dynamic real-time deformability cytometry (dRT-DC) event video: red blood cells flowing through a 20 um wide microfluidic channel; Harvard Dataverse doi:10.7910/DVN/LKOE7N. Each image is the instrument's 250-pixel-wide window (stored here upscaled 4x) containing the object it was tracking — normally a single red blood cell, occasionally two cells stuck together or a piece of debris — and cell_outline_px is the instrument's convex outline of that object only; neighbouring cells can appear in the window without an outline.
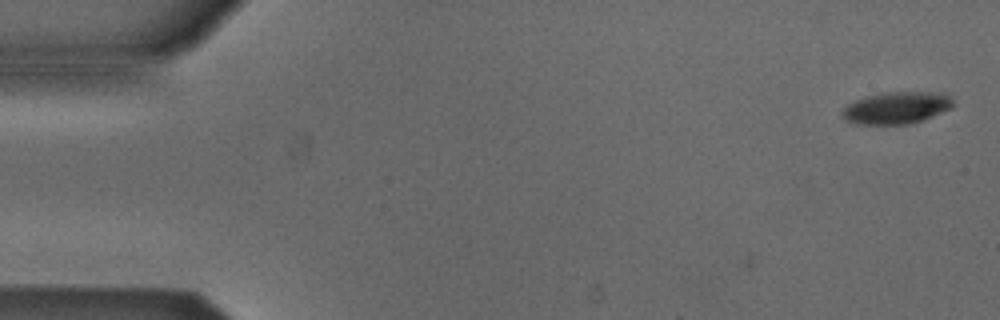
{"species": "Egyptian fruit bat (a non-hibernating species)", "species_latin": "Rousettus aegyptiacus", "temperature_condition": "cold", "stored_images_in_passage": 2, "camera_frame_rate_fps": 3000, "um_per_image_px": 0.085, "animal": {"sex": "male"}, "frame": {"image": 1, "passage_image": 2, "time_ms": 0.333, "image_size_px": [1000, 320], "cell_outline_px": [[956, 104], [952, 108], [924, 120], [908, 124], [856, 124], [844, 120], [840, 116], [840, 112], [848, 104], [856, 100], [868, 96], [884, 92], [944, 92]], "centroid_in_image_um": [76.21, 9.17], "position_along_channel_um": 8.8, "area_um2": 20.92}}